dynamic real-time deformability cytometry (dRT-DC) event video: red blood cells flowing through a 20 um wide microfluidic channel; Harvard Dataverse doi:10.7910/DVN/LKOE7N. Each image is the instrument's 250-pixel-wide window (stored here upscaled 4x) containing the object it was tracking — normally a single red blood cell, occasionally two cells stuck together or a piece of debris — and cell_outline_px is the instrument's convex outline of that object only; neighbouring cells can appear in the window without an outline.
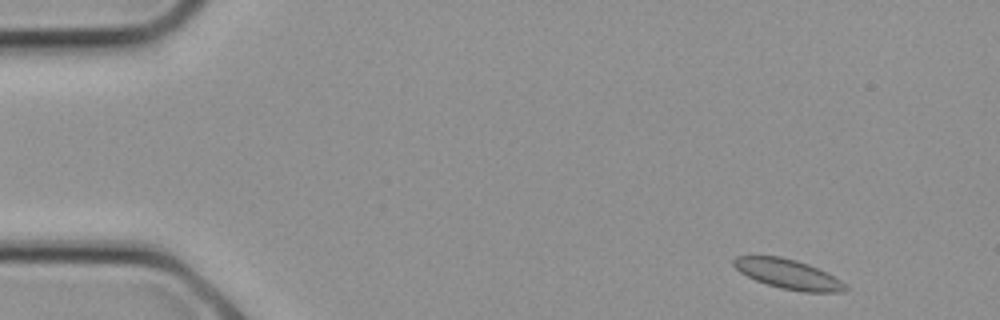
{"species": "common noctule bat (a hibernating species)", "species_latin": "Nyctalus noctula", "temperature_condition": "cold", "stored_images_in_passage": 13, "camera_frame_rate_fps": 3000, "um_per_image_px": 0.085, "animal": {"sex": "female", "body_mass_g": 21.9}, "frame": {"image": 1, "passage_image": 1, "time_ms": 0.0, "image_size_px": [1000, 320], "cell_outline_px": [[848, 288], [844, 292], [804, 292], [780, 288], [756, 280], [740, 272], [732, 264], [732, 260], [736, 256], [780, 256], [796, 260], [808, 264], [840, 280]], "centroid_in_image_um": [66.96, 23.3], "position_along_channel_um": 18.0, "area_um2": 19.02}}
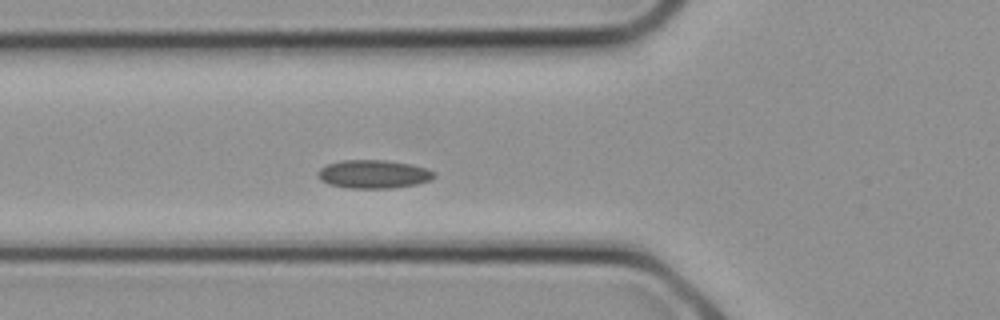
{"frame": {"image": 2, "passage_image": 8, "time_ms": 2.333, "image_size_px": [1000, 320], "cell_outline_px": [[436, 176], [428, 180], [416, 184], [392, 188], [348, 188], [328, 184], [320, 180], [316, 172], [320, 168], [328, 164], [344, 160], [384, 160], [412, 164], [436, 172]], "centroid_in_image_um": [31.73, 14.8], "position_along_channel_um": 94.1, "area_um2": 19.19}}
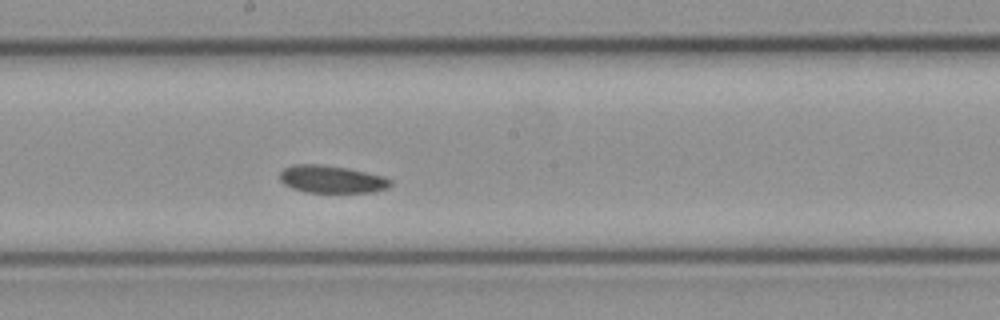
{"frame": {"image": 3, "passage_image": 13, "time_ms": 4.0, "image_size_px": [1000, 320], "cell_outline_px": [[392, 184], [388, 188], [372, 192], [304, 192], [292, 188], [284, 184], [280, 180], [280, 172], [284, 168], [292, 164], [320, 164], [348, 168], [384, 176], [392, 180]], "centroid_in_image_um": [28.19, 15.23], "position_along_channel_um": 220.0, "area_um2": 17.86}}